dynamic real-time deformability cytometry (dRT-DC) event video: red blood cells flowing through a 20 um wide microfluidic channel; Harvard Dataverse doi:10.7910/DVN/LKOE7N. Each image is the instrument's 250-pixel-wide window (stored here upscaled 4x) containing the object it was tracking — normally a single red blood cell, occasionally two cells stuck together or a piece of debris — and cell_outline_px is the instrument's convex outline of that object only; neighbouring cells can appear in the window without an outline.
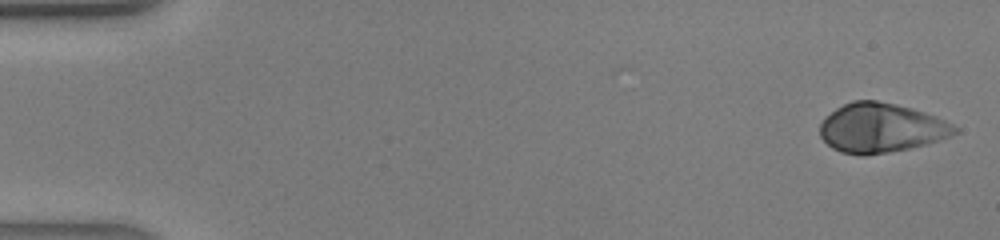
{"species": "human", "species_latin": "Homo sapiens", "temperature_condition": "warm", "stored_images_in_passage": 41, "camera_frame_rate_fps": 3000, "um_per_image_px": 0.085, "donor": {"sex": "male"}, "frame": {"image": 1, "passage_image": 1, "time_ms": 0.0, "image_size_px": [1000, 240], "cell_outline_px": [[960, 132], [928, 144], [888, 152], [864, 156], [860, 156], [840, 152], [832, 148], [820, 136], [820, 124], [836, 108], [852, 100], [876, 100], [896, 104], [912, 108], [936, 116], [960, 128]], "centroid_in_image_um": [74.91, 10.88], "position_along_channel_um": 10.1, "area_um2": 38.78}}
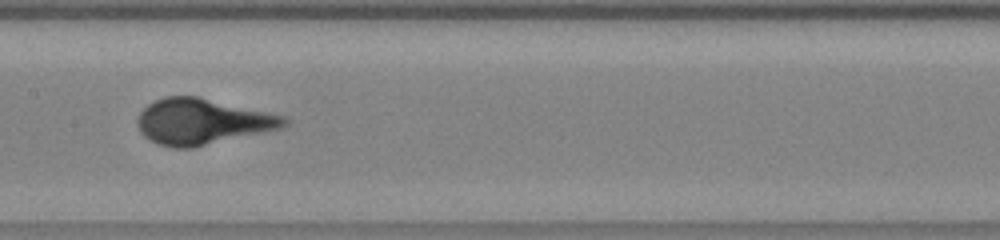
{"frame": {"image": 2, "passage_image": 21, "time_ms": 6.667, "image_size_px": [1000, 240], "cell_outline_px": [[288, 124], [284, 128], [192, 148], [172, 148], [156, 144], [144, 136], [140, 132], [136, 120], [140, 112], [148, 104], [164, 96], [196, 96], [284, 116], [288, 120]], "centroid_in_image_um": [17.17, 10.35], "position_along_channel_um": 190.2, "area_um2": 39.13}}
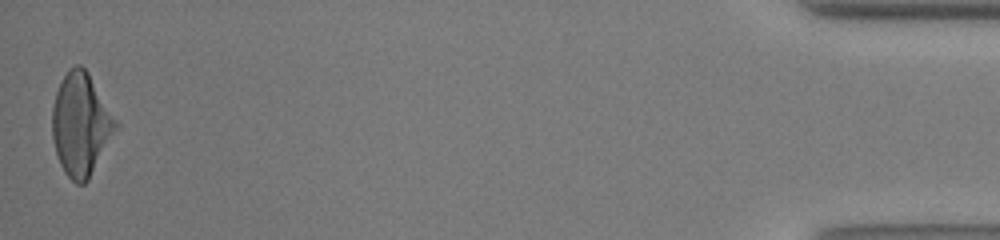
{"frame": {"image": 3, "passage_image": 41, "time_ms": 13.333, "image_size_px": [1000, 240], "cell_outline_px": [[120, 124], [88, 180], [84, 184], [76, 184], [64, 172], [60, 164], [56, 152], [52, 136], [52, 108], [56, 92], [68, 68], [76, 64], [80, 64], [88, 72]], "centroid_in_image_um": [6.88, 10.57], "position_along_channel_um": 428.3, "area_um2": 37.97}}